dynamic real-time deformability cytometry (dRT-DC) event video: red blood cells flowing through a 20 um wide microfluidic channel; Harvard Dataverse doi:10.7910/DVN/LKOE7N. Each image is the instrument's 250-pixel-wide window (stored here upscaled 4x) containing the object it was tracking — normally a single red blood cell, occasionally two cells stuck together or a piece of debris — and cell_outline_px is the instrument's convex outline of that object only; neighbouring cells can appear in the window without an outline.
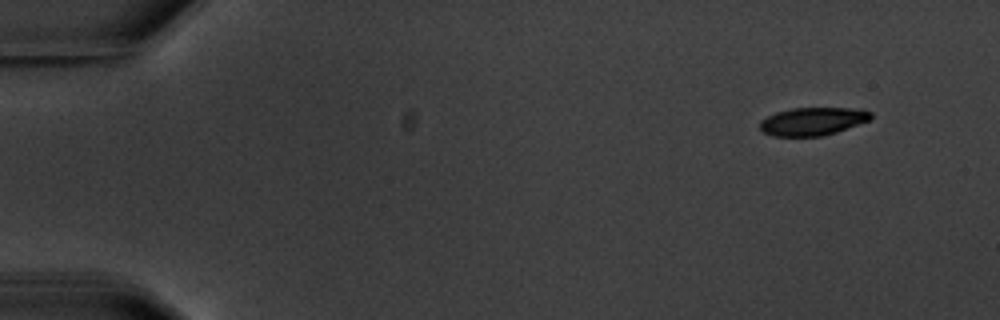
{"species": "common noctule bat (a hibernating species)", "species_latin": "Nyctalus noctula", "temperature_condition": "warm", "stored_images_in_passage": 5, "camera_frame_rate_fps": 3000, "um_per_image_px": 0.085, "animal": {"sex": "male", "body_mass_g": 20.1, "forearm_length_mm": 53.5}, "frame": {"image": 1, "passage_image": 1, "time_ms": 0.0, "image_size_px": [1000, 320], "cell_outline_px": [[872, 116], [868, 120], [836, 132], [824, 136], [772, 136], [764, 132], [760, 128], [760, 120], [776, 112], [792, 108], [860, 108], [872, 112]], "centroid_in_image_um": [69.07, 10.31], "position_along_channel_um": 15.9, "area_um2": 18.03}}
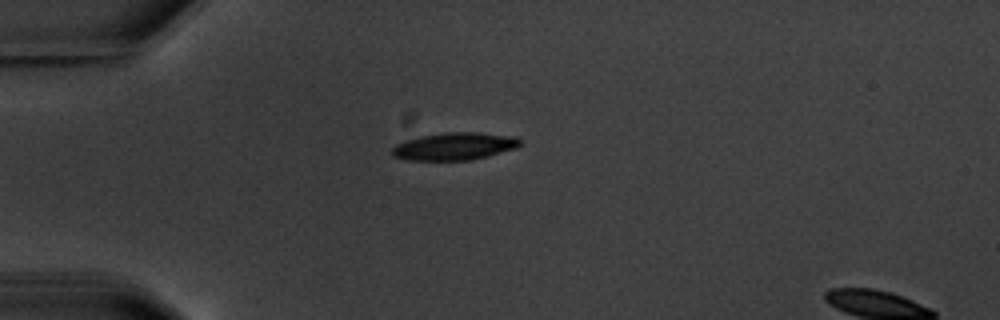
{"frame": {"image": 2, "passage_image": 4, "time_ms": 3.667, "image_size_px": [1000, 320], "cell_outline_px": [[524, 140], [516, 148], [488, 156], [468, 160], [408, 160], [392, 156], [392, 148], [396, 144], [404, 140], [420, 136], [444, 132], [476, 132], [516, 136]], "centroid_in_image_um": [38.64, 12.42], "position_along_channel_um": 46.4, "area_um2": 20.69}}